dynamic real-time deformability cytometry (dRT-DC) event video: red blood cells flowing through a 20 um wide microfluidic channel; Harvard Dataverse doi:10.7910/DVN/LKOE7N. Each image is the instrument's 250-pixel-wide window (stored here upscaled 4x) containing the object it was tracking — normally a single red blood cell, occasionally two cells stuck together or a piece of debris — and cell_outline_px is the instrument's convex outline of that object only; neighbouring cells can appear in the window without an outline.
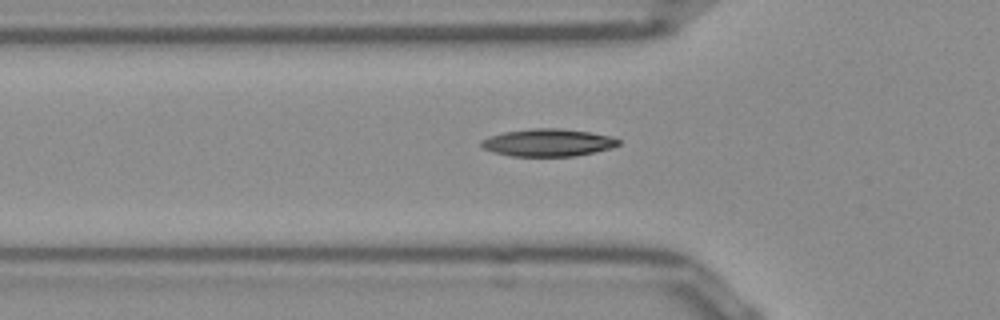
{"species": "Egyptian fruit bat (a non-hibernating species)", "species_latin": "Rousettus aegyptiacus", "temperature_condition": "room temperature", "stored_images_in_passage": 33, "camera_frame_rate_fps": 3000, "um_per_image_px": 0.085, "frame": {"image": 1, "passage_image": 2, "time_ms": 0.333, "image_size_px": [1000, 320], "cell_outline_px": [[620, 144], [612, 148], [572, 156], [512, 156], [492, 152], [484, 148], [480, 144], [480, 140], [488, 136], [504, 132], [532, 128], [560, 128], [592, 132], [612, 136], [620, 140]], "centroid_in_image_um": [46.57, 12.11], "position_along_channel_um": 79.2, "area_um2": 22.08}}
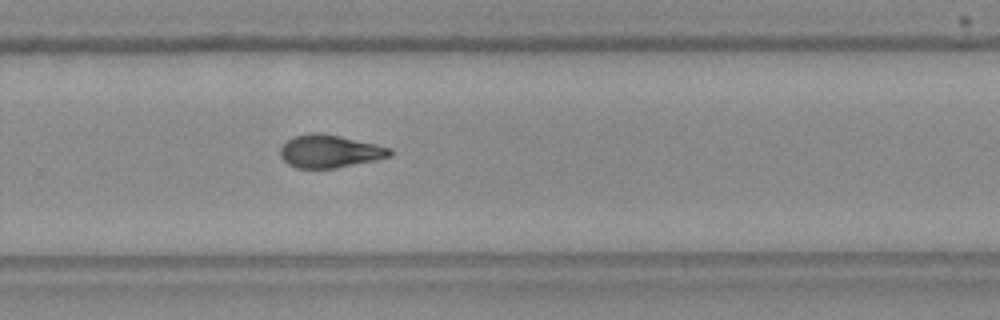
{"frame": {"image": 2, "passage_image": 19, "time_ms": 6.0, "image_size_px": [1000, 320], "cell_outline_px": [[392, 152], [388, 156], [372, 160], [336, 168], [296, 168], [288, 164], [280, 156], [280, 148], [288, 140], [296, 136], [312, 132], [340, 136], [376, 144], [392, 148]], "centroid_in_image_um": [27.99, 12.86], "position_along_channel_um": 301.8, "area_um2": 20.58}}
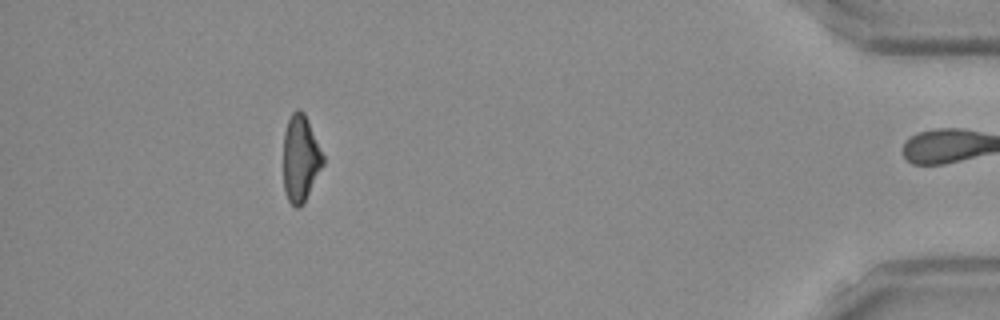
{"frame": {"image": 3, "passage_image": 32, "time_ms": 10.333, "image_size_px": [1000, 320], "cell_outline_px": [[324, 164], [300, 208], [296, 208], [288, 200], [284, 188], [284, 132], [288, 120], [292, 112], [296, 108], [300, 108], [304, 112], [308, 120], [324, 156]], "centroid_in_image_um": [25.54, 13.43], "position_along_channel_um": 409.7, "area_um2": 19.88}, "authors_computed_cell_mechanics": {"area_um2": 20.7502, "velocity_mm_per_s": 3.9118, "shape_relaxation_time_tau1_ms": 4.8809, "shape_relaxation_time_tau2_ms": 3.6296, "deformation_change_tau1": 0.1738, "deformation_change_tau2": 0.1055}}